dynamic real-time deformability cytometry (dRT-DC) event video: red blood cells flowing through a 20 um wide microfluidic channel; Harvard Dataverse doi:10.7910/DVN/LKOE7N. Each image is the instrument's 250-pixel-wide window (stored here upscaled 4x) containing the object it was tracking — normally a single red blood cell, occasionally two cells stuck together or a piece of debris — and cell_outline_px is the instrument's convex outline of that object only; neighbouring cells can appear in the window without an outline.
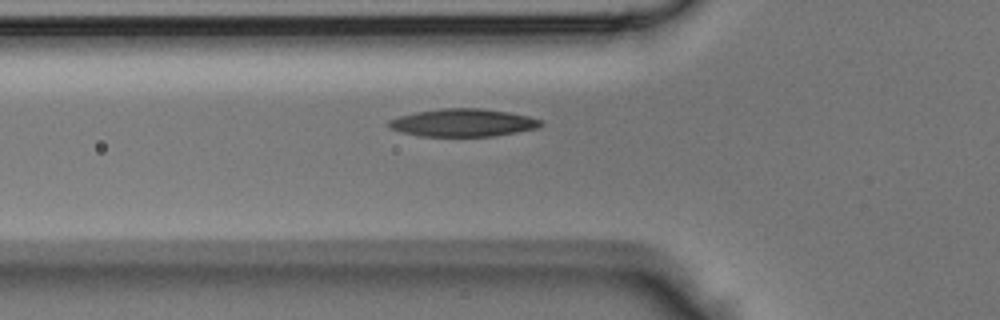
{"species": "Egyptian fruit bat (a non-hibernating species)", "species_latin": "Rousettus aegyptiacus", "temperature_condition": "room temperature", "stored_images_in_passage": 32, "camera_frame_rate_fps": 3000, "um_per_image_px": 0.085, "animal": {"sex": "male"}, "frame": {"image": 1, "passage_image": 7, "time_ms": 2.0, "image_size_px": [1000, 320], "cell_outline_px": [[544, 124], [536, 128], [496, 136], [420, 136], [400, 132], [392, 128], [388, 124], [388, 120], [400, 116], [416, 112], [444, 108], [480, 108], [508, 112], [528, 116], [544, 120]], "centroid_in_image_um": [39.38, 10.43], "position_along_channel_um": 86.4, "area_um2": 24.51}}
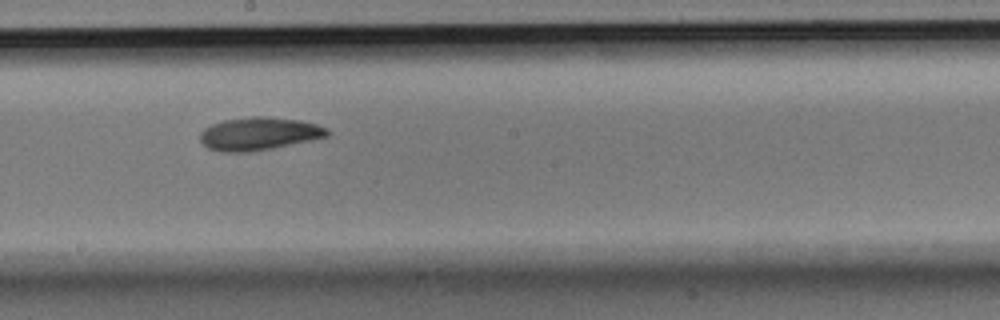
{"frame": {"image": 2, "passage_image": 16, "time_ms": 5.0, "image_size_px": [1000, 320], "cell_outline_px": [[332, 132], [328, 136], [312, 140], [272, 148], [248, 152], [220, 152], [208, 148], [200, 140], [200, 132], [204, 128], [212, 124], [224, 120], [252, 116], [264, 116], [300, 120], [316, 124], [328, 128]], "centroid_in_image_um": [22.03, 11.36], "position_along_channel_um": 226.2, "area_um2": 24.51}}
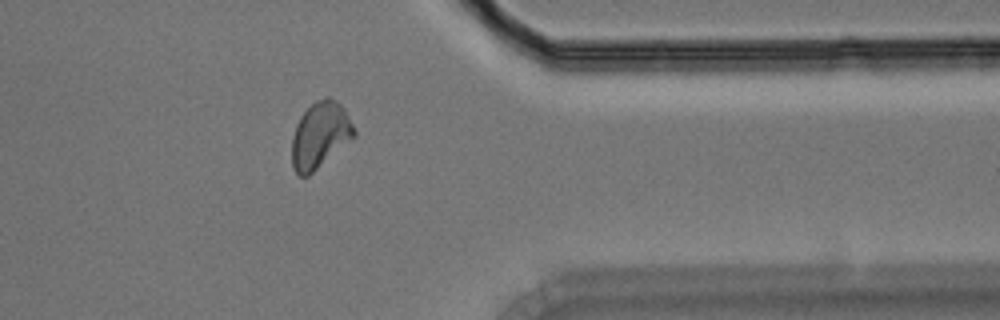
{"frame": {"image": 3, "passage_image": 27, "time_ms": 8.667, "image_size_px": [1000, 320], "cell_outline_px": [[356, 136], [352, 140], [308, 176], [300, 176], [292, 168], [292, 136], [296, 124], [300, 116], [316, 100], [328, 96], [336, 100], [344, 108], [356, 132]], "centroid_in_image_um": [27.21, 11.49], "position_along_channel_um": 384.2, "area_um2": 24.04}}